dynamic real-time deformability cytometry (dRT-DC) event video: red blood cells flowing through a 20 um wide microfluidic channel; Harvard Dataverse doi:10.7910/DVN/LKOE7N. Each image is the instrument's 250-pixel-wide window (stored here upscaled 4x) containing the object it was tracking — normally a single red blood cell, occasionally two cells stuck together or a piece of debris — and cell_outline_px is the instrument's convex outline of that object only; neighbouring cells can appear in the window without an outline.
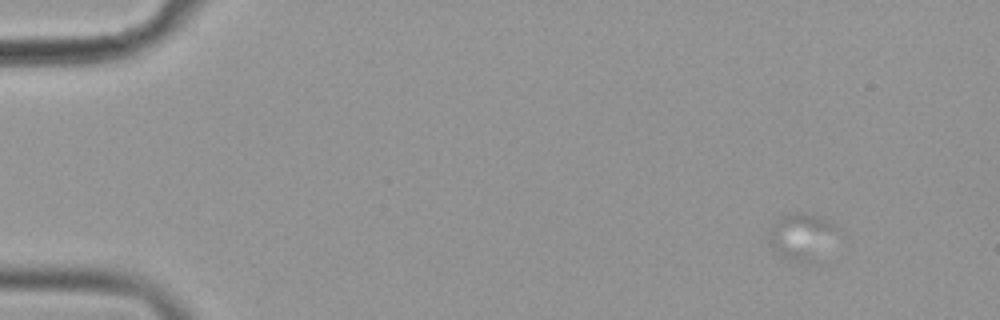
{"species": "common noctule bat (a hibernating species)", "species_latin": "Nyctalus noctula", "temperature_condition": "cold", "stored_images_in_passage": 16, "camera_frame_rate_fps": 3000, "um_per_image_px": 0.085, "animal": {"sex": "female", "body_mass_g": 19.9}, "frame": {"image": 1, "passage_image": 3, "time_ms": 0.667, "image_size_px": [1000, 320], "cell_outline_px": [[836, 228], [808, 260], [784, 256], [772, 244], [772, 236], [776, 224], [788, 212], [800, 212], [816, 216], [836, 224]], "centroid_in_image_um": [68.08, 19.94], "position_along_channel_um": 16.9, "area_um2": 15.32}}